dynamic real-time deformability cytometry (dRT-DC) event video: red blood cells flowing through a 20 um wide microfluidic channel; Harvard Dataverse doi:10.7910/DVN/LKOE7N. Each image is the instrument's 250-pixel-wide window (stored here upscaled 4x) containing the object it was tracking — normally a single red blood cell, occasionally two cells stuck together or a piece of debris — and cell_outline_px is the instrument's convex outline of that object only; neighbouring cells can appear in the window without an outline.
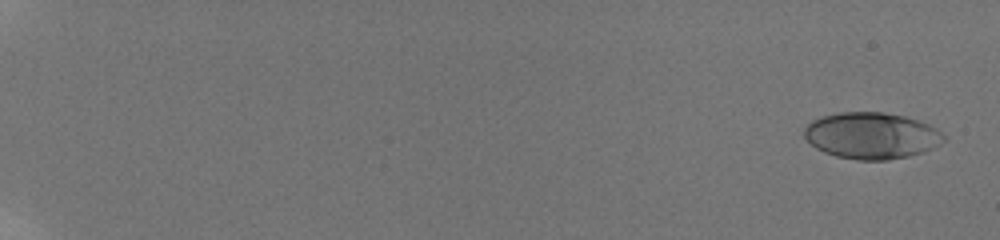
{"species": "human", "species_latin": "Homo sapiens", "temperature_condition": "room temperature", "stored_images_in_passage": 36, "camera_frame_rate_fps": 3000, "um_per_image_px": 0.085, "donor": {"sex": "male"}, "frame": {"image": 1, "passage_image": 2, "time_ms": 0.667, "image_size_px": [1000, 240], "cell_outline_px": [[948, 140], [924, 152], [908, 156], [888, 160], [856, 160], [836, 156], [824, 152], [816, 148], [804, 136], [804, 128], [812, 120], [820, 116], [836, 112], [884, 112], [904, 116], [928, 124], [936, 128]], "centroid_in_image_um": [74.08, 11.52], "position_along_channel_um": 10.9, "area_um2": 37.92}}
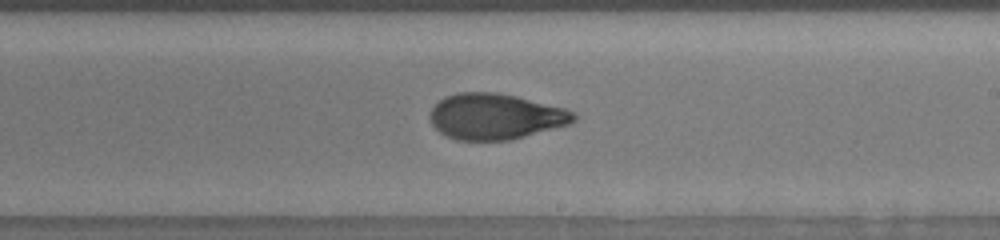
{"frame": {"image": 2, "passage_image": 24, "time_ms": 13.0, "image_size_px": [1000, 240], "cell_outline_px": [[576, 120], [568, 124], [512, 140], [456, 140], [440, 132], [432, 124], [428, 116], [428, 112], [444, 96], [456, 92], [496, 92], [516, 96], [564, 108], [576, 112]], "centroid_in_image_um": [42.08, 9.89], "position_along_channel_um": 246.9, "area_um2": 38.44}}
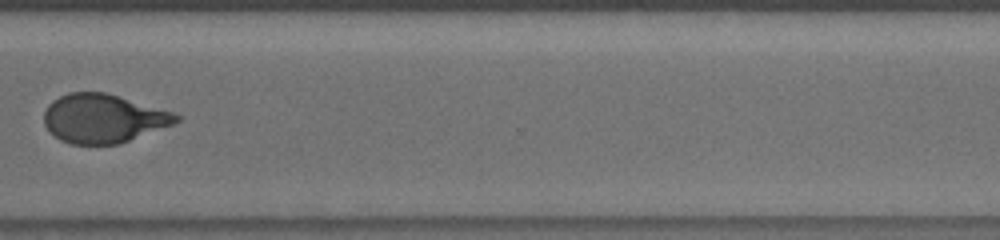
{"frame": {"image": 3, "passage_image": 30, "time_ms": 16.0, "image_size_px": [1000, 240], "cell_outline_px": [[180, 120], [176, 124], [120, 144], [72, 144], [60, 140], [44, 124], [44, 112], [48, 104], [52, 100], [68, 92], [104, 92], [172, 112], [180, 116]], "centroid_in_image_um": [8.79, 10.08], "position_along_channel_um": 361.8, "area_um2": 37.45}, "authors_computed_cell_mechanics": {"area_um2": 37.859, "velocity_mm_per_s": 3.8312, "shape_relaxation_time_tau1_ms": 3.6674, "shape_relaxation_time_tau2_ms": 1.0903, "deformation_change_tau1": 0.1792, "deformation_change_tau2": 0.0669}}